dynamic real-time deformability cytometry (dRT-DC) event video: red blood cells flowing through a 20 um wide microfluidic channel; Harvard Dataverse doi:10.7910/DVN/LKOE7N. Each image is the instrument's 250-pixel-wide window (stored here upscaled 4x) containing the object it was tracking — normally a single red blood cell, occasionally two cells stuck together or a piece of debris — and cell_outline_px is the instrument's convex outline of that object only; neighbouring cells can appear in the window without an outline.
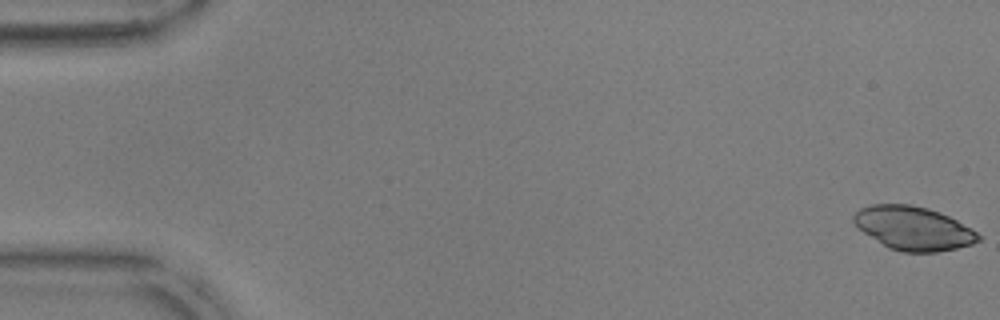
{"species": "common noctule bat (a hibernating species)", "species_latin": "Nyctalus noctula", "temperature_condition": "warm", "stored_images_in_passage": 6, "camera_frame_rate_fps": 3000, "um_per_image_px": 0.085, "animal": {"sex": "male", "body_mass_g": 17.9, "forearm_length_mm": 54.2}, "frame": {"image": 1, "passage_image": 1, "time_ms": 0.0, "image_size_px": [1000, 320], "cell_outline_px": [[980, 240], [972, 244], [956, 248], [936, 252], [904, 252], [888, 248], [856, 228], [852, 220], [852, 216], [860, 208], [872, 204], [912, 204], [928, 208], [940, 212], [972, 228], [980, 236]], "centroid_in_image_um": [77.6, 19.39], "position_along_channel_um": 7.4, "area_um2": 31.85}}